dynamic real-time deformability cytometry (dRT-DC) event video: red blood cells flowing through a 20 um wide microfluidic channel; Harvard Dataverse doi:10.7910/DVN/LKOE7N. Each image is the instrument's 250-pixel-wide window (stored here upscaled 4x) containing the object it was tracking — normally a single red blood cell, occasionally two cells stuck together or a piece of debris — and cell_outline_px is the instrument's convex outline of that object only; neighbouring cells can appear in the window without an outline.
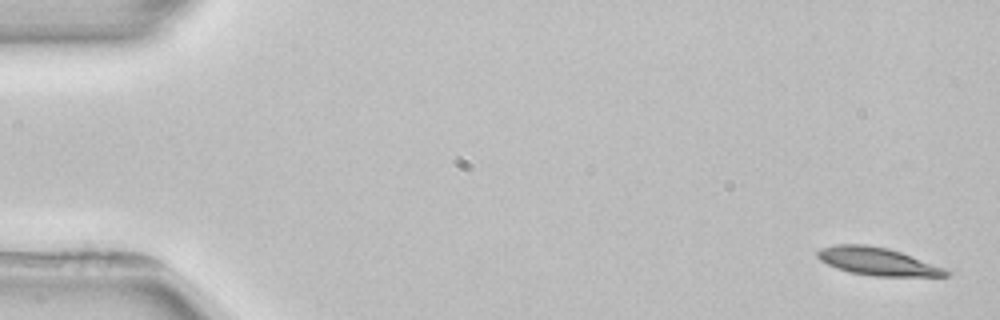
{"species": "common noctule bat (a hibernating species)", "species_latin": "Nyctalus noctula", "temperature_condition": "room temperature", "stored_images_in_passage": 5, "camera_frame_rate_fps": 3000, "um_per_image_px": 0.085, "animal": {"sex": "female", "body_mass_g": 22.7, "forearm_length_mm": 54.2}, "frame": {"image": 1, "passage_image": 1, "time_ms": 0.0, "image_size_px": [1000, 320], "cell_outline_px": [[952, 272], [948, 276], [872, 276], [848, 272], [836, 268], [820, 260], [816, 256], [816, 252], [820, 248], [836, 244], [864, 244], [888, 248], [912, 256], [944, 268]], "centroid_in_image_um": [74.55, 22.22], "position_along_channel_um": 10.4, "area_um2": 20.81}}